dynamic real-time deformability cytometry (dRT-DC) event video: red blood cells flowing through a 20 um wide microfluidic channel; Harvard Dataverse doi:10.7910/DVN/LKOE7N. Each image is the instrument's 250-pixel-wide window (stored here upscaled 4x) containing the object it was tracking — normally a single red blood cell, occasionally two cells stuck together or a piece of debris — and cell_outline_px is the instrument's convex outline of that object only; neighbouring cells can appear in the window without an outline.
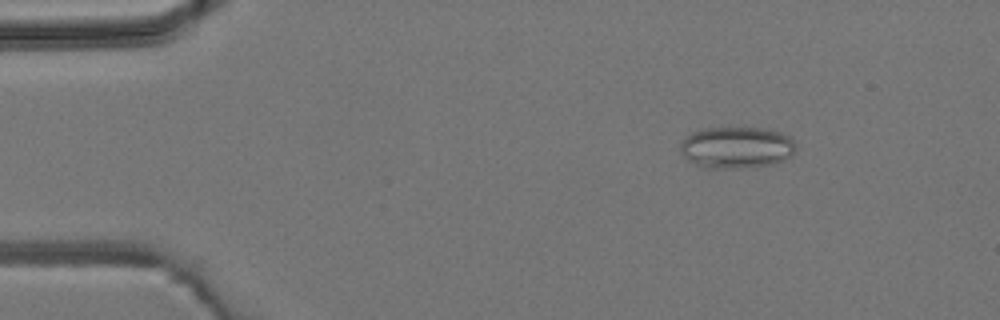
{"species": "common noctule bat (a hibernating species)", "species_latin": "Nyctalus noctula", "temperature_condition": "room temperature", "stored_images_in_passage": 4, "camera_frame_rate_fps": 3000, "um_per_image_px": 0.085, "animal": {"sex": "male", "body_mass_g": 19.2, "forearm_length_mm": 51.8}, "frame": {"image": 1, "passage_image": 2, "time_ms": 1.333, "image_size_px": [1000, 320], "cell_outline_px": [[796, 148], [784, 160], [772, 164], [736, 168], [704, 168], [688, 160], [680, 152], [680, 140], [684, 136], [692, 132], [704, 128], [764, 128], [780, 132], [792, 136], [796, 144]], "centroid_in_image_um": [62.58, 12.52], "position_along_channel_um": 22.4, "area_um2": 28.21}}